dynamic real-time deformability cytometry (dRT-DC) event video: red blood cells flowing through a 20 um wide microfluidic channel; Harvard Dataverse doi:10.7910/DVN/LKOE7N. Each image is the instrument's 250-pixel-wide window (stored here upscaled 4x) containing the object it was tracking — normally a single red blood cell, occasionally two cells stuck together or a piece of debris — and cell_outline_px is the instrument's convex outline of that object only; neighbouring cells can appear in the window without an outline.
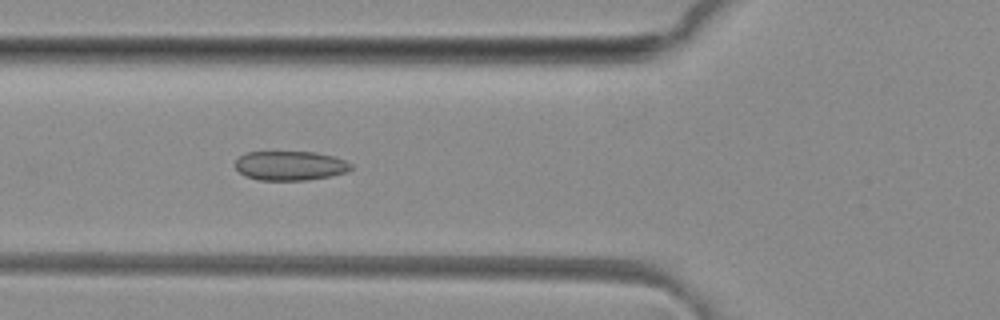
{"species": "common noctule bat (a hibernating species)", "species_latin": "Nyctalus noctula", "temperature_condition": "room temperature", "stored_images_in_passage": 40, "camera_frame_rate_fps": 3000, "um_per_image_px": 0.085, "animal": {"sex": "female", "body_mass_g": 29.2, "forearm_length_mm": 56.3}, "frame": {"image": 1, "passage_image": 9, "time_ms": 2.667, "image_size_px": [1000, 320], "cell_outline_px": [[352, 168], [348, 172], [308, 180], [260, 180], [244, 176], [236, 168], [236, 160], [240, 156], [248, 152], [316, 152], [332, 156], [344, 160], [352, 164]], "centroid_in_image_um": [24.67, 14.08], "position_along_channel_um": 101.1, "area_um2": 19.71}}
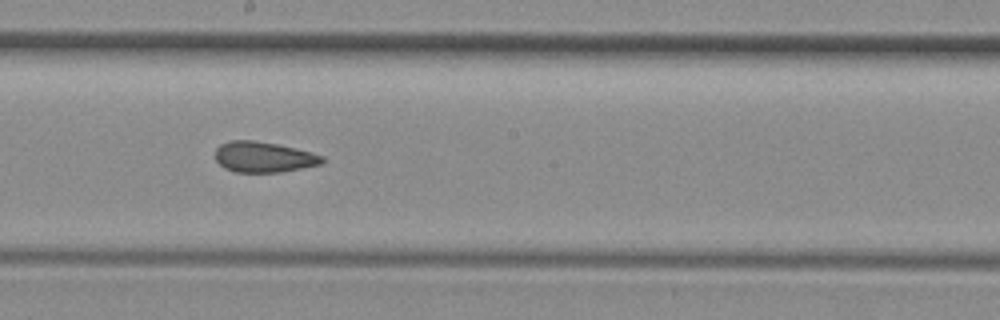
{"frame": {"image": 2, "passage_image": 18, "time_ms": 5.667, "image_size_px": [1000, 320], "cell_outline_px": [[324, 160], [320, 164], [280, 172], [236, 172], [224, 168], [216, 160], [216, 148], [220, 144], [232, 140], [252, 140], [276, 144], [324, 156]], "centroid_in_image_um": [22.36, 13.35], "position_along_channel_um": 225.8, "area_um2": 18.73}}
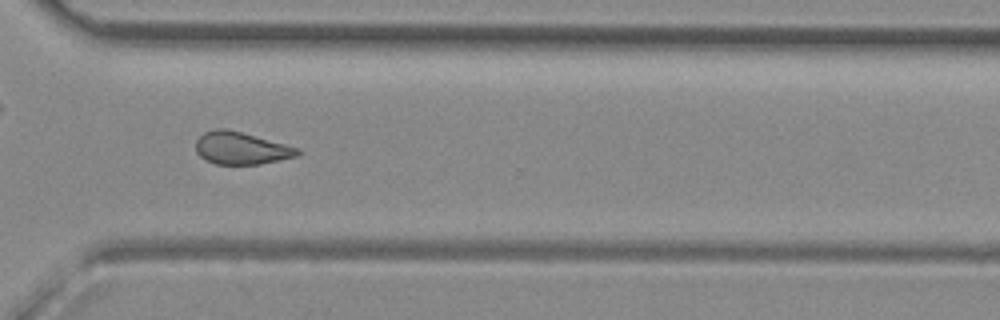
{"frame": {"image": 3, "passage_image": 27, "time_ms": 8.667, "image_size_px": [1000, 320], "cell_outline_px": [[300, 156], [260, 164], [216, 164], [200, 156], [196, 152], [196, 140], [204, 132], [216, 128], [224, 128], [240, 132], [300, 148]], "centroid_in_image_um": [20.51, 12.6], "position_along_channel_um": 350.1, "area_um2": 19.07}, "authors_computed_cell_mechanics": {"area_um2": 19.5075, "velocity_mm_per_s": 4.1524, "shape_relaxation_time_tau1_ms": null, "shape_relaxation_time_tau2_ms": 2.5149, "deformation_change_tau1": null, "deformation_change_tau2": 0.0854}}